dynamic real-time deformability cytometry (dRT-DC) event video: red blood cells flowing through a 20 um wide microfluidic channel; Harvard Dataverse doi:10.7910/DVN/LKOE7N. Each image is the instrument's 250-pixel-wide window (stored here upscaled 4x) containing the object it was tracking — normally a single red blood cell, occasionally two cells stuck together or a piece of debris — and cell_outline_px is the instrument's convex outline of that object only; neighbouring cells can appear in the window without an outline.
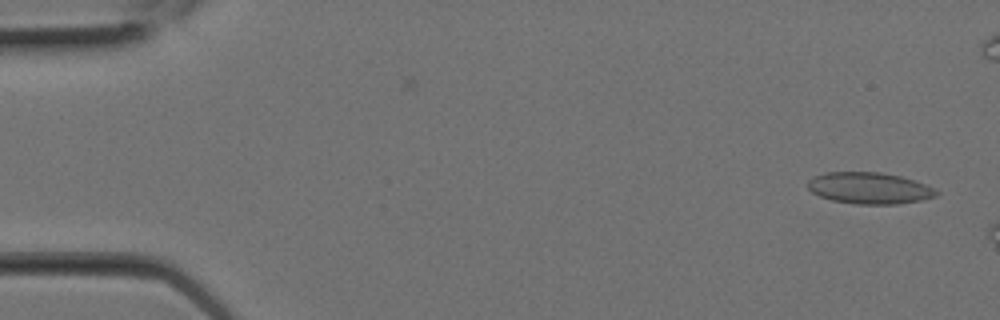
{"species": "Egyptian fruit bat (a non-hibernating species)", "species_latin": "Rousettus aegyptiacus", "temperature_condition": "room temperature", "stored_images_in_passage": 2, "camera_frame_rate_fps": 3000, "um_per_image_px": 0.085, "animal": {"sex": "female"}, "frame": {"image": 1, "passage_image": 1, "time_ms": 0.0, "image_size_px": [1000, 320], "cell_outline_px": [[940, 192], [936, 196], [920, 200], [896, 204], [856, 204], [832, 200], [820, 196], [812, 192], [808, 188], [808, 180], [812, 176], [824, 172], [880, 172], [900, 176], [916, 180]], "centroid_in_image_um": [73.87, 15.98], "position_along_channel_um": 11.1, "area_um2": 23.58}}